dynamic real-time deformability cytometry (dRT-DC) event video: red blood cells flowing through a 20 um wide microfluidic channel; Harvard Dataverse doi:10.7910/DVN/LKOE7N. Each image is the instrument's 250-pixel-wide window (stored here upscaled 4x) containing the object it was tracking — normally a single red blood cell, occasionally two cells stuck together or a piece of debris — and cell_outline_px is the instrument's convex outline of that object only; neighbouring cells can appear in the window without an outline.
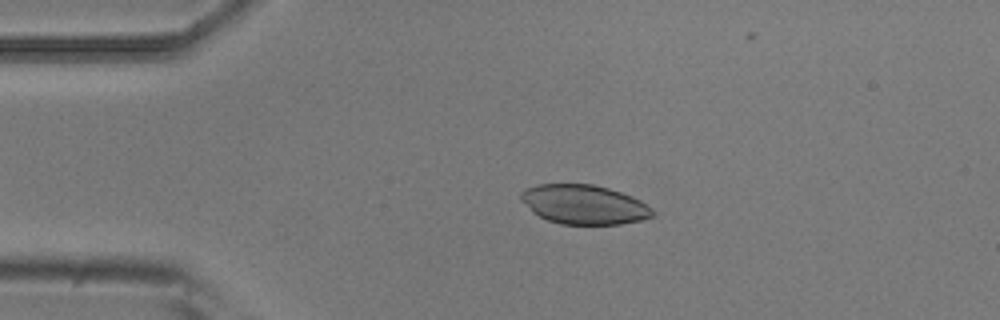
{"species": "common noctule bat (a hibernating species)", "species_latin": "Nyctalus noctula", "temperature_condition": "room temperature", "stored_images_in_passage": 5, "camera_frame_rate_fps": 3000, "um_per_image_px": 0.085, "animal": {"sex": "male", "body_mass_g": 20.5, "forearm_length_mm": 52.5}, "frame": {"image": 1, "passage_image": 3, "time_ms": 0.667, "image_size_px": [1000, 320], "cell_outline_px": [[656, 212], [652, 216], [640, 220], [620, 224], [560, 224], [548, 220], [532, 212], [520, 200], [520, 192], [536, 184], [592, 184], [608, 188], [632, 196], [640, 200], [652, 208]], "centroid_in_image_um": [49.63, 17.38], "position_along_channel_um": 35.4, "area_um2": 30.17}}